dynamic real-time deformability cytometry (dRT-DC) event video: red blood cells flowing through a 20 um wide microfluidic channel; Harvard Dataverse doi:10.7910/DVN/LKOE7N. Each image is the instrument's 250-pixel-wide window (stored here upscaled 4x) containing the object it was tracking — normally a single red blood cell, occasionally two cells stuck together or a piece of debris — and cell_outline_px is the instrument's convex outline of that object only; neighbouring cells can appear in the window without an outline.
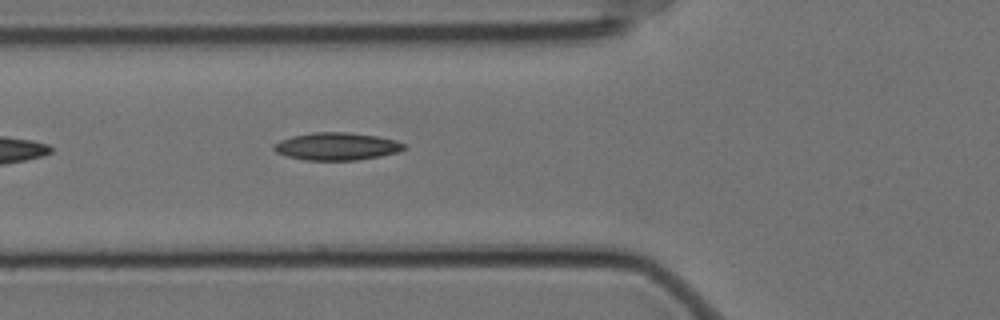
{"species": "Egyptian fruit bat (a non-hibernating species)", "species_latin": "Rousettus aegyptiacus", "temperature_condition": "cold", "stored_images_in_passage": 6, "camera_frame_rate_fps": 3000, "um_per_image_px": 0.085, "animal": {"sex": "female"}, "frame": {"image": 1, "passage_image": 6, "time_ms": 1.667, "image_size_px": [1000, 320], "cell_outline_px": [[404, 148], [396, 152], [380, 156], [356, 160], [304, 160], [288, 156], [276, 152], [272, 148], [272, 144], [280, 140], [292, 136], [312, 132], [348, 132], [376, 136], [396, 140], [404, 144]], "centroid_in_image_um": [28.57, 12.43], "position_along_channel_um": 97.2, "area_um2": 20.81}}